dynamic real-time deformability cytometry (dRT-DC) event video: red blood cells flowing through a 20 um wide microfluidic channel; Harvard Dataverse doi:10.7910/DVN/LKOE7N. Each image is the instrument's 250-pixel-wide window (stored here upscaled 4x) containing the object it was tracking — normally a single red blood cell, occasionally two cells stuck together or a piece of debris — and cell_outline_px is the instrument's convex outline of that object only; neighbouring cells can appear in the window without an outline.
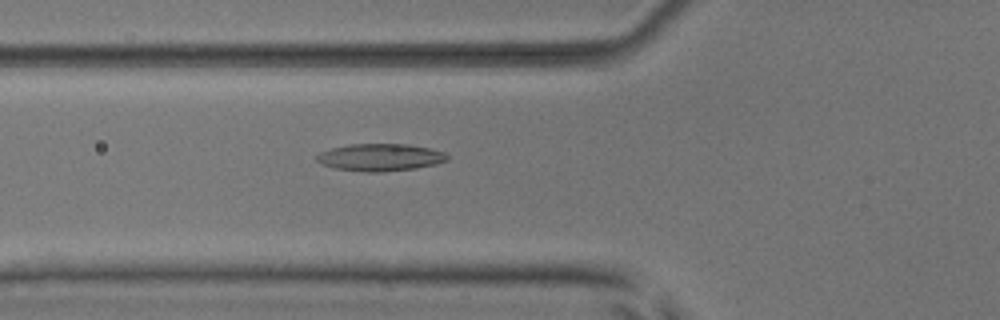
{"species": "common noctule bat (a hibernating species)", "species_latin": "Nyctalus noctula", "temperature_condition": "room temperature", "stored_images_in_passage": 39, "camera_frame_rate_fps": 3000, "um_per_image_px": 0.085, "animal": {"sex": "male", "body_mass_g": 17.9, "forearm_length_mm": 54.2}, "frame": {"image": 1, "passage_image": 9, "time_ms": 2.667, "image_size_px": [1000, 320], "cell_outline_px": [[448, 160], [436, 164], [416, 168], [384, 172], [364, 172], [336, 168], [320, 164], [316, 160], [316, 156], [320, 152], [332, 148], [348, 144], [408, 144], [428, 148], [444, 152], [448, 156]], "centroid_in_image_um": [32.3, 13.38], "position_along_channel_um": 93.5, "area_um2": 20.81}}
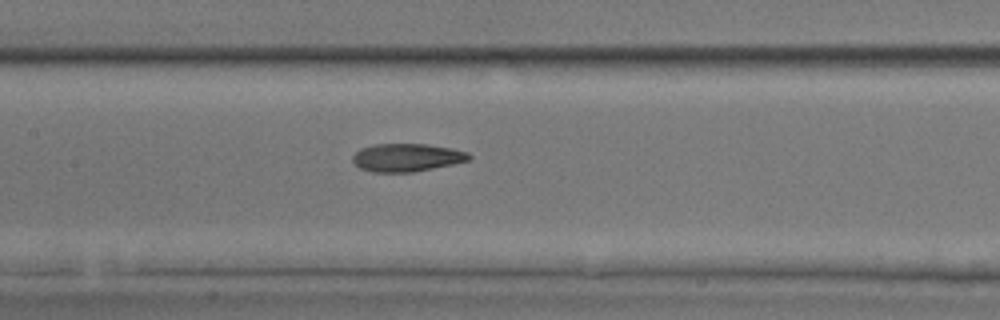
{"frame": {"image": 2, "passage_image": 15, "time_ms": 4.667, "image_size_px": [1000, 320], "cell_outline_px": [[472, 156], [468, 160], [452, 164], [412, 172], [372, 172], [360, 168], [352, 160], [352, 156], [360, 148], [376, 144], [428, 144], [452, 148], [468, 152]], "centroid_in_image_um": [34.57, 13.38], "position_along_channel_um": 172.8, "area_um2": 18.9}}
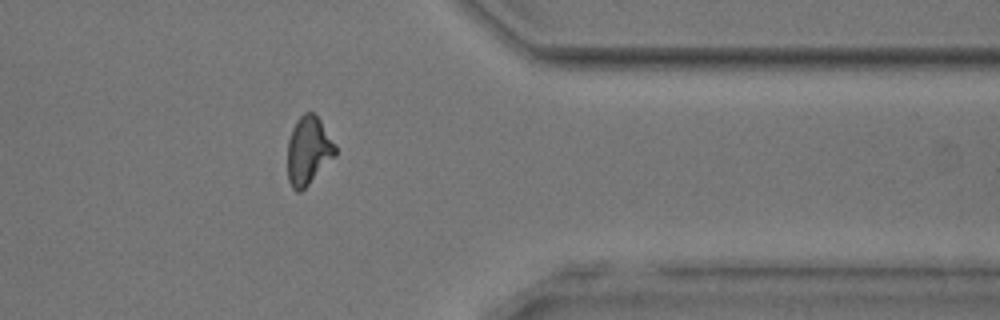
{"frame": {"image": 3, "passage_image": 32, "time_ms": 10.333, "image_size_px": [1000, 320], "cell_outline_px": [[336, 156], [300, 192], [296, 192], [292, 188], [288, 180], [288, 140], [292, 128], [296, 120], [304, 112], [312, 112], [320, 120], [336, 144]], "centroid_in_image_um": [26.21, 12.8], "position_along_channel_um": 385.2, "area_um2": 19.02}, "authors_computed_cell_mechanics": {"area_um2": 19.074, "velocity_mm_per_s": 3.959, "shape_relaxation_time_tau1_ms": null, "shape_relaxation_time_tau2_ms": 2.8119, "deformation_change_tau1": null, "deformation_change_tau2": 0.1152}}